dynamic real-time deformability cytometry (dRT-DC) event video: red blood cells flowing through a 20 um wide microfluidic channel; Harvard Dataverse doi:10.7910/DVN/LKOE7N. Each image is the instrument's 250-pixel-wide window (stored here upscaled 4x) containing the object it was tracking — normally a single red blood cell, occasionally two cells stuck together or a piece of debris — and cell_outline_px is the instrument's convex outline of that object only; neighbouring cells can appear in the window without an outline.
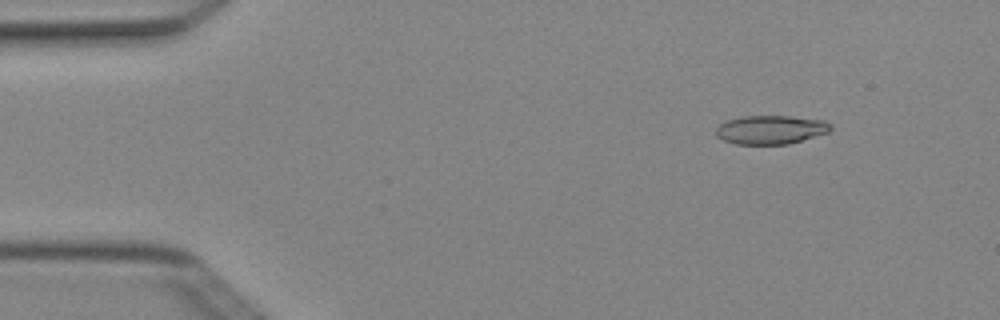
{"species": "Egyptian fruit bat (a non-hibernating species)", "species_latin": "Rousettus aegyptiacus", "temperature_condition": "cold", "stored_images_in_passage": 5, "camera_frame_rate_fps": 3000, "um_per_image_px": 0.085, "animal": {"sex": "female"}, "frame": {"image": 1, "passage_image": 2, "time_ms": 0.333, "image_size_px": [1000, 320], "cell_outline_px": [[832, 128], [828, 132], [788, 144], [736, 144], [724, 140], [716, 136], [716, 128], [720, 124], [728, 120], [744, 116], [788, 116], [824, 120], [832, 124]], "centroid_in_image_um": [65.51, 11.02], "position_along_channel_um": 19.5, "area_um2": 19.07}}